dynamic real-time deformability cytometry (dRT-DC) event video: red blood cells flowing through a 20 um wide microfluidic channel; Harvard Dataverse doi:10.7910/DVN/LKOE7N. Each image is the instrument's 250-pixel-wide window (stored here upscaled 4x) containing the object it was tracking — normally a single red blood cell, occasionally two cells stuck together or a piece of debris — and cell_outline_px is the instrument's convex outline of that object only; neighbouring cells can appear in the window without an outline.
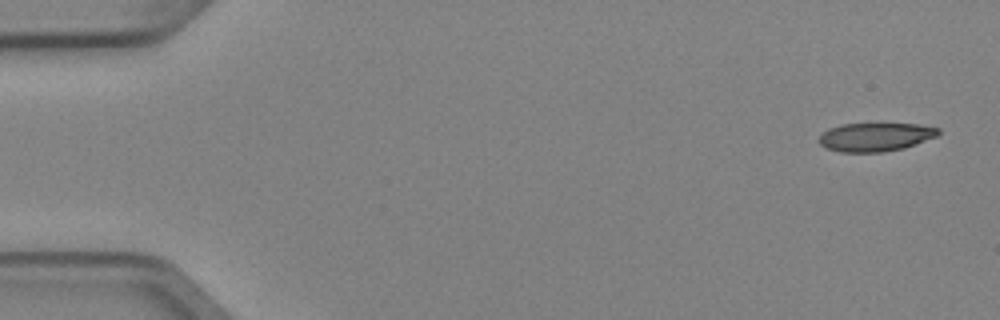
{"species": "Egyptian fruit bat (a non-hibernating species)", "species_latin": "Rousettus aegyptiacus", "temperature_condition": "cold", "stored_images_in_passage": 4, "camera_frame_rate_fps": 3000, "um_per_image_px": 0.085, "animal": {"sex": "female"}, "frame": {"image": 1, "passage_image": 1, "time_ms": 0.0, "image_size_px": [1000, 320], "cell_outline_px": [[940, 132], [936, 136], [904, 148], [884, 152], [840, 152], [828, 148], [820, 144], [820, 136], [828, 128], [840, 124], [916, 124], [940, 128]], "centroid_in_image_um": [74.41, 11.64], "position_along_channel_um": 10.6, "area_um2": 19.65}}
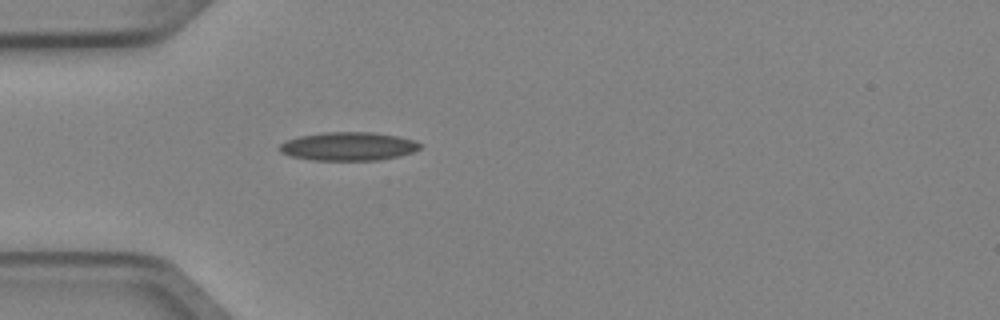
{"frame": {"image": 2, "passage_image": 4, "time_ms": 1.0, "image_size_px": [1000, 320], "cell_outline_px": [[420, 148], [412, 152], [400, 156], [376, 160], [312, 160], [292, 156], [280, 152], [276, 148], [280, 144], [288, 140], [300, 136], [324, 132], [372, 132], [396, 136], [412, 140], [420, 144]], "centroid_in_image_um": [29.57, 12.44], "position_along_channel_um": 55.4, "area_um2": 23.12}}